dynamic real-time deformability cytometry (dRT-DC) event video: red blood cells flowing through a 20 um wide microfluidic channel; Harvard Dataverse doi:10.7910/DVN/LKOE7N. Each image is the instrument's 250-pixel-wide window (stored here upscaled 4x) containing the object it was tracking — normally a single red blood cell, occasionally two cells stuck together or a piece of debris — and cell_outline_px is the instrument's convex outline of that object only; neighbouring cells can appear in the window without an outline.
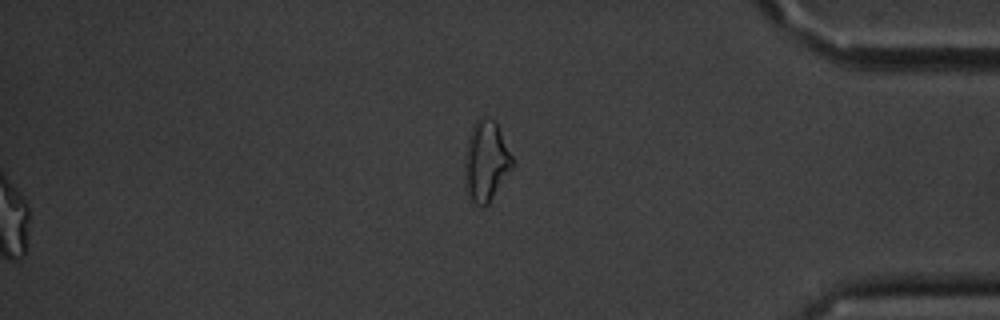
{"species": "common noctule bat (a hibernating species)", "species_latin": "Nyctalus noctula", "temperature_condition": "cold", "stored_images_in_passage": 57, "segment_of_instrument_passage": [2, 2], "camera_frame_rate_fps": 3000, "um_per_image_px": 0.085, "animal": {"sex": "male", "body_mass_g": 20.1, "forearm_length_mm": 53.5}, "frame": {"image": 1, "passage_image": 57, "time_ms": 18.667, "image_size_px": [1000, 320], "cell_outline_px": [[512, 168], [488, 204], [484, 208], [480, 208], [472, 204], [468, 200], [464, 188], [464, 160], [468, 140], [472, 124], [480, 116], [484, 116], [492, 120], [496, 124], [512, 156]], "centroid_in_image_um": [41.25, 13.78], "position_along_channel_um": 394.0, "area_um2": 22.6}}